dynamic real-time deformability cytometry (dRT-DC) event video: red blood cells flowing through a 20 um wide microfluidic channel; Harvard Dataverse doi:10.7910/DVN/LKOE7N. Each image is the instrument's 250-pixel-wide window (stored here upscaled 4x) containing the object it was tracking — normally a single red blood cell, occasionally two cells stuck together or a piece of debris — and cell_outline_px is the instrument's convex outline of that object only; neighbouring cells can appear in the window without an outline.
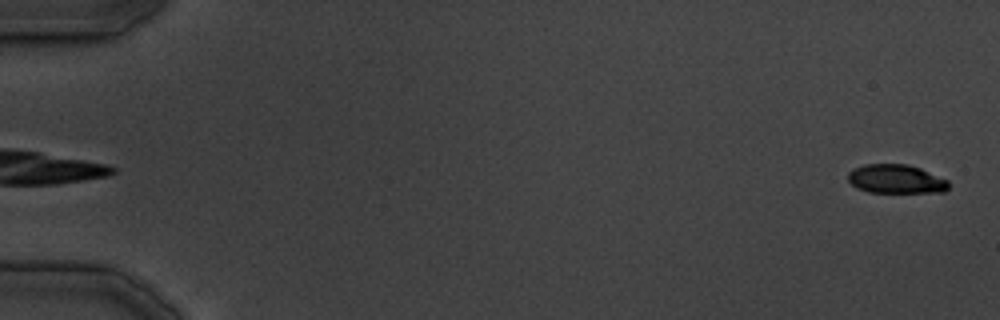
{"species": "common noctule bat (a hibernating species)", "species_latin": "Nyctalus noctula", "temperature_condition": "cold", "stored_images_in_passage": 28, "camera_frame_rate_fps": 3000, "um_per_image_px": 0.085, "animal": {"sex": "male", "body_mass_g": 19.5, "forearm_length_mm": 54.6}, "frame": {"image": 1, "passage_image": 1, "time_ms": 0.0, "image_size_px": [1000, 320], "cell_outline_px": [[948, 188], [944, 192], [868, 192], [856, 188], [848, 180], [848, 172], [852, 168], [864, 164], [908, 164], [920, 168], [948, 180]], "centroid_in_image_um": [76.13, 15.21], "position_along_channel_um": 8.9, "area_um2": 16.99}}
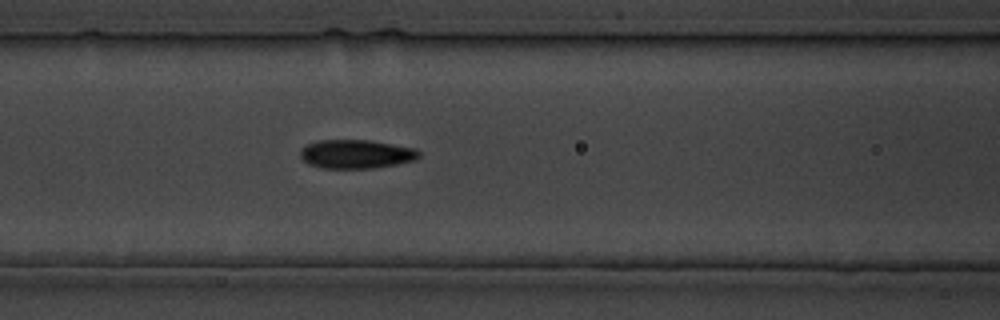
{"frame": {"image": 2, "passage_image": 17, "time_ms": 19.333, "image_size_px": [1000, 320], "cell_outline_px": [[420, 156], [416, 160], [376, 168], [320, 168], [308, 164], [300, 156], [300, 148], [308, 144], [320, 140], [368, 140], [416, 148], [420, 152]], "centroid_in_image_um": [30.28, 13.1], "position_along_channel_um": 136.3, "area_um2": 20.0}}
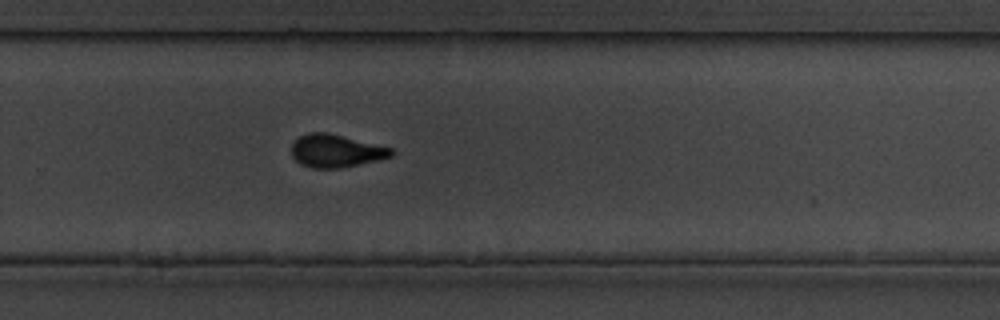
{"frame": {"image": 3, "passage_image": 26, "time_ms": 30.667, "image_size_px": [1000, 320], "cell_outline_px": [[396, 152], [392, 156], [376, 160], [340, 168], [312, 168], [300, 164], [292, 156], [292, 144], [300, 136], [308, 132], [328, 132], [392, 148]], "centroid_in_image_um": [28.54, 12.82], "position_along_channel_um": 301.3, "area_um2": 19.02}}